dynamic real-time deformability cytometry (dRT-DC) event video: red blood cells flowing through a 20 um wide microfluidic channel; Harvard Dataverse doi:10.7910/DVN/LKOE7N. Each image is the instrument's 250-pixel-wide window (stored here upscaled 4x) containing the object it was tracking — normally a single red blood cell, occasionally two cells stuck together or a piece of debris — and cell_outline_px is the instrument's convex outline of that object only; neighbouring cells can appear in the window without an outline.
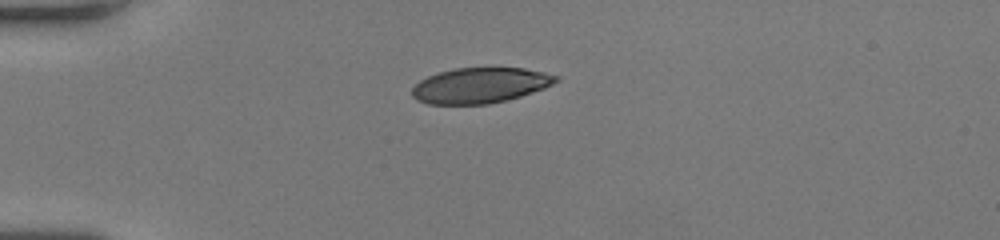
{"species": "human", "species_latin": "Homo sapiens", "temperature_condition": "room temperature", "stored_images_in_passage": 39, "camera_frame_rate_fps": 3000, "um_per_image_px": 0.085, "donor": {"sex": "female"}, "frame": {"image": 1, "passage_image": 1, "time_ms": 0.0, "image_size_px": [1000, 240], "cell_outline_px": [[560, 80], [544, 88], [520, 96], [488, 104], [428, 104], [416, 100], [412, 96], [412, 88], [420, 80], [428, 76], [440, 72], [456, 68], [524, 68], [544, 72], [560, 76]], "centroid_in_image_um": [40.81, 7.26], "position_along_channel_um": 44.2, "area_um2": 29.59}}
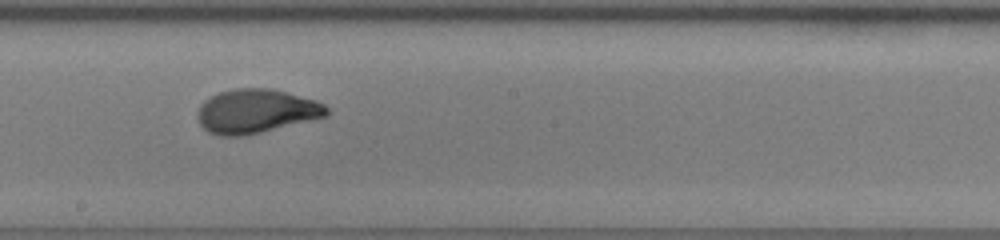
{"frame": {"image": 2, "passage_image": 17, "time_ms": 5.333, "image_size_px": [1000, 240], "cell_outline_px": [[328, 116], [244, 136], [220, 136], [208, 132], [200, 124], [196, 116], [200, 104], [204, 100], [220, 92], [236, 88], [268, 88], [316, 100], [324, 104], [328, 108]], "centroid_in_image_um": [21.75, 9.46], "position_along_channel_um": 226.5, "area_um2": 33.0}}
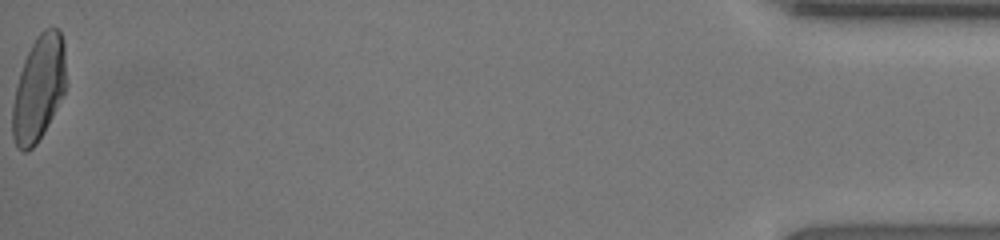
{"frame": {"image": 3, "passage_image": 39, "time_ms": 12.667, "image_size_px": [1000, 240], "cell_outline_px": [[68, 84], [44, 132], [36, 144], [28, 152], [24, 152], [16, 148], [12, 136], [12, 108], [16, 88], [20, 72], [24, 60], [36, 36], [44, 28], [60, 28], [64, 40]], "centroid_in_image_um": [3.32, 7.49], "position_along_channel_um": 431.9, "area_um2": 33.35}, "authors_computed_cell_mechanics": {"area_um2": 32.4836, "velocity_mm_per_s": 4.086, "shape_relaxation_time_tau1_ms": 4.7839, "shape_relaxation_time_tau2_ms": null, "deformation_change_tau1": 0.2134, "deformation_change_tau2": null}}